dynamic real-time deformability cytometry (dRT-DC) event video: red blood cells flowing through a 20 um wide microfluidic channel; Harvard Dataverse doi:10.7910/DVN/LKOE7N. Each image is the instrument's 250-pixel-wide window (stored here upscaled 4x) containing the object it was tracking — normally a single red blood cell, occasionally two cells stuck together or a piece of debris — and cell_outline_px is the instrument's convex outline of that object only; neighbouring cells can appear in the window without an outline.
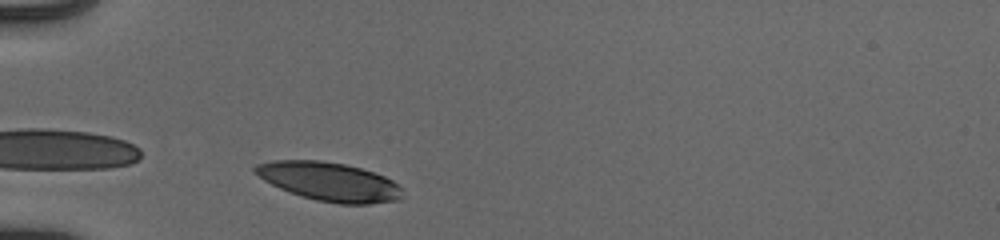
{"species": "human", "species_latin": "Homo sapiens", "temperature_condition": "cold", "stored_images_in_passage": 29, "camera_frame_rate_fps": 3000, "um_per_image_px": 0.085, "donor": {"sex": "male"}, "frame": {"image": 1, "passage_image": 1, "time_ms": 0.0, "image_size_px": [1000, 240], "cell_outline_px": [[404, 196], [400, 200], [368, 204], [340, 204], [316, 200], [300, 196], [280, 188], [264, 180], [252, 172], [252, 168], [256, 164], [272, 160], [320, 160], [344, 164], [360, 168], [384, 176], [392, 180], [400, 188]], "centroid_in_image_um": [27.96, 15.44], "position_along_channel_um": 57.0, "area_um2": 33.29}}
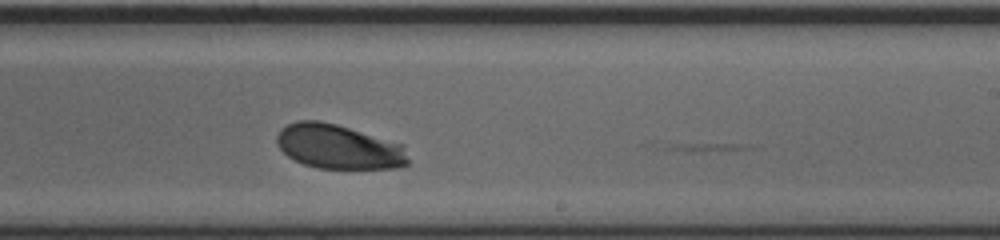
{"frame": {"image": 2, "passage_image": 18, "time_ms": 5.667, "image_size_px": [1000, 240], "cell_outline_px": [[408, 164], [404, 168], [316, 168], [304, 164], [288, 156], [276, 144], [276, 136], [280, 128], [296, 120], [320, 120], [336, 124], [404, 144], [408, 160]], "centroid_in_image_um": [28.78, 12.47], "position_along_channel_um": 260.2, "area_um2": 34.22}}
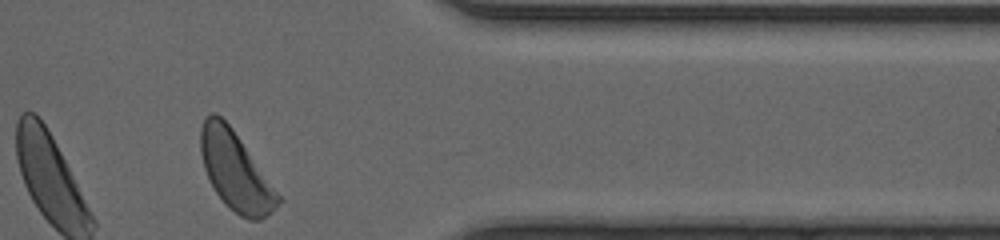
{"frame": {"image": 3, "passage_image": 29, "time_ms": 9.333, "image_size_px": [1000, 240], "cell_outline_px": [[284, 200], [276, 208], [260, 220], [248, 220], [240, 216], [228, 208], [224, 204], [216, 192], [204, 168], [200, 152], [200, 128], [204, 116], [212, 112], [216, 112], [232, 128]], "centroid_in_image_um": [20.01, 14.55], "position_along_channel_um": 391.4, "area_um2": 35.37}, "authors_computed_cell_mechanics": {"area_um2": 34.3332, "velocity_mm_per_s": 3.8899, "shape_relaxation_time_tau1_ms": 1.2942, "shape_relaxation_time_tau2_ms": null, "deformation_change_tau1": 0.1017, "deformation_change_tau2": null}}